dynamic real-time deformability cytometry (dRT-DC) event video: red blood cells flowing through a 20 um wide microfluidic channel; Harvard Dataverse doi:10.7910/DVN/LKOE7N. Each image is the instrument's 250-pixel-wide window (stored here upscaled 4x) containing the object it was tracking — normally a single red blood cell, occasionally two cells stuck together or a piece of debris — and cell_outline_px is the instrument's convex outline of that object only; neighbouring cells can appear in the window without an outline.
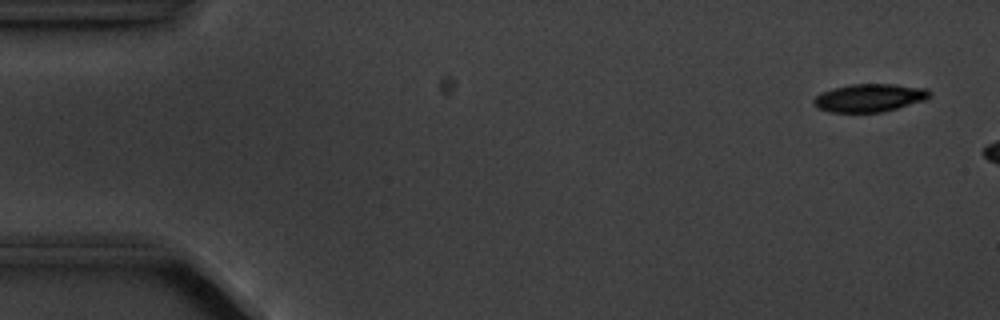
{"species": "common noctule bat (a hibernating species)", "species_latin": "Nyctalus noctula", "temperature_condition": "cold", "stored_images_in_passage": 4, "camera_frame_rate_fps": 3000, "um_per_image_px": 0.085, "animal": {"sex": "male", "body_mass_g": 20.1, "forearm_length_mm": 53.5}, "frame": {"image": 1, "passage_image": 1, "time_ms": 0.0, "image_size_px": [1000, 320], "cell_outline_px": [[932, 96], [924, 100], [896, 108], [880, 112], [832, 112], [816, 108], [812, 104], [812, 100], [820, 92], [832, 88], [852, 84], [896, 84], [928, 88]], "centroid_in_image_um": [73.88, 8.3], "position_along_channel_um": 11.1, "area_um2": 19.02}}